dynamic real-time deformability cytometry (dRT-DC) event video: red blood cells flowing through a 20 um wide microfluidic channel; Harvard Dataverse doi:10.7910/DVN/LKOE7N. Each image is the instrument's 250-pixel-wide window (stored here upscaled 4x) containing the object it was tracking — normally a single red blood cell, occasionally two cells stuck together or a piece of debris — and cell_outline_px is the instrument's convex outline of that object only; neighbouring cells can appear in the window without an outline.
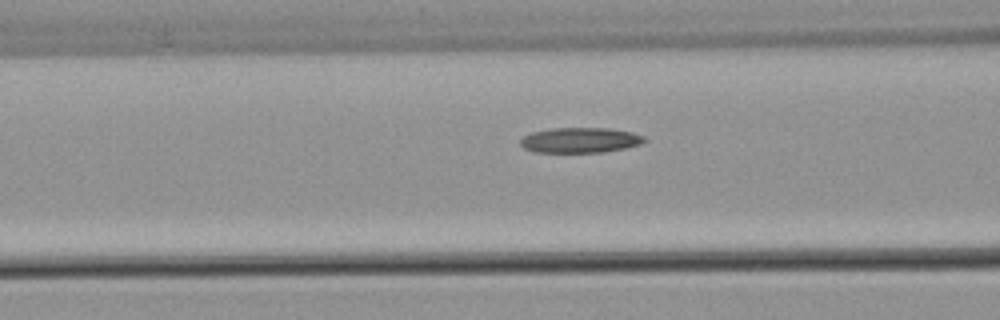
{"species": "common noctule bat (a hibernating species)", "species_latin": "Nyctalus noctula", "temperature_condition": "warm", "stored_images_in_passage": 39, "camera_frame_rate_fps": 3000, "um_per_image_px": 0.085, "animal": {"sex": "male", "body_mass_g": 21.5, "forearm_length_mm": 52.0}, "frame": {"image": 1, "passage_image": 18, "time_ms": 5.667, "image_size_px": [1000, 320], "cell_outline_px": [[648, 140], [640, 144], [624, 148], [604, 152], [536, 152], [524, 148], [520, 144], [520, 140], [524, 136], [532, 132], [552, 128], [608, 128], [632, 132], [644, 136]], "centroid_in_image_um": [49.32, 11.91], "position_along_channel_um": 117.3, "area_um2": 18.21}}
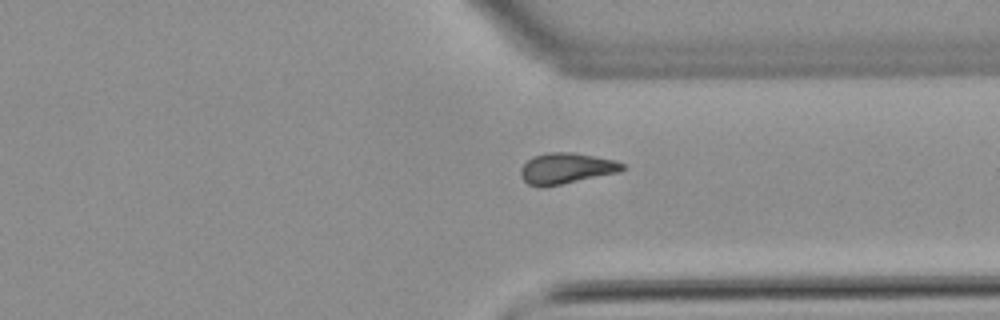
{"frame": {"image": 2, "passage_image": 37, "time_ms": 12.0, "image_size_px": [1000, 320], "cell_outline_px": [[624, 168], [620, 172], [544, 188], [540, 188], [528, 184], [520, 176], [520, 168], [532, 156], [548, 152], [572, 152], [616, 160], [624, 164]], "centroid_in_image_um": [48.1, 14.32], "position_along_channel_um": 363.3, "area_um2": 18.55}}